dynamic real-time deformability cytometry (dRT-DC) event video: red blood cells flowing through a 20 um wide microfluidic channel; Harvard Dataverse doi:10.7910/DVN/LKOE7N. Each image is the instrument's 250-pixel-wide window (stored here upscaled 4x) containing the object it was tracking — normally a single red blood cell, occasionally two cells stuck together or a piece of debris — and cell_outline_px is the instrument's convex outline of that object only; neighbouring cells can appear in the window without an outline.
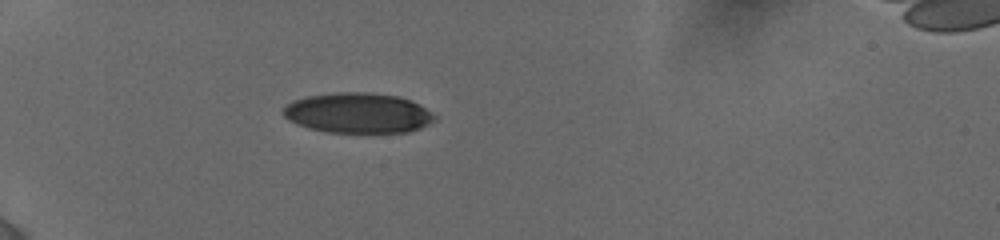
{"species": "human", "species_latin": "Homo sapiens", "temperature_condition": "cold", "stored_images_in_passage": 34, "camera_frame_rate_fps": 3000, "um_per_image_px": 0.085, "donor": {"sex": "female"}, "frame": {"image": 1, "passage_image": 1, "time_ms": 0.0, "image_size_px": [1000, 240], "cell_outline_px": [[436, 120], [420, 128], [408, 132], [324, 132], [308, 128], [296, 124], [288, 120], [280, 112], [292, 100], [308, 96], [340, 92], [364, 92], [400, 96], [424, 108], [436, 116]], "centroid_in_image_um": [30.38, 9.61], "position_along_channel_um": 54.6, "area_um2": 35.37}}
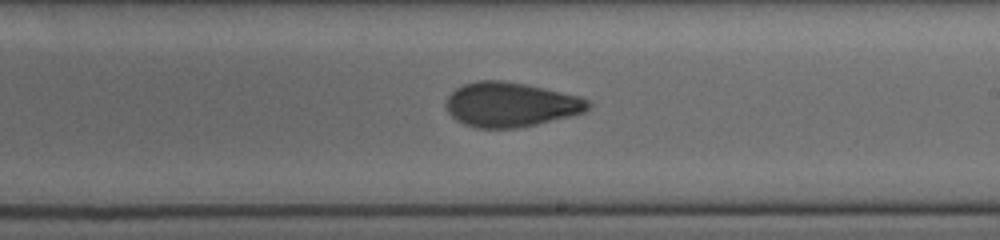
{"frame": {"image": 2, "passage_image": 17, "time_ms": 5.667, "image_size_px": [1000, 240], "cell_outline_px": [[592, 104], [584, 112], [536, 124], [516, 128], [476, 128], [464, 124], [456, 120], [448, 112], [444, 104], [448, 96], [456, 88], [464, 84], [476, 80], [500, 80], [524, 84], [580, 96], [592, 100]], "centroid_in_image_um": [43.39, 8.88], "position_along_channel_um": 245.6, "area_um2": 36.88}}
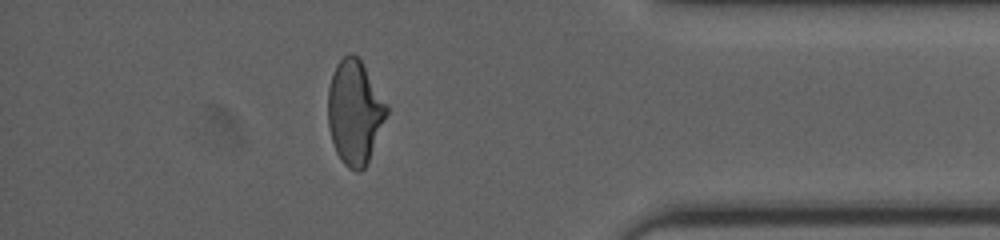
{"frame": {"image": 3, "passage_image": 29, "time_ms": 10.333, "image_size_px": [1000, 240], "cell_outline_px": [[388, 112], [368, 160], [364, 168], [360, 172], [356, 172], [348, 168], [340, 160], [336, 152], [328, 128], [328, 88], [336, 64], [344, 56], [356, 56], [360, 60], [388, 104]], "centroid_in_image_um": [30.14, 9.57], "position_along_channel_um": 405.1, "area_um2": 35.2}, "authors_computed_cell_mechanics": {"area_um2": 36.3851, "velocity_mm_per_s": 3.8806, "shape_relaxation_time_tau1_ms": 6.0476, "shape_relaxation_time_tau2_ms": 1.6556, "deformation_change_tau1": 0.1715, "deformation_change_tau2": 0.0781}}